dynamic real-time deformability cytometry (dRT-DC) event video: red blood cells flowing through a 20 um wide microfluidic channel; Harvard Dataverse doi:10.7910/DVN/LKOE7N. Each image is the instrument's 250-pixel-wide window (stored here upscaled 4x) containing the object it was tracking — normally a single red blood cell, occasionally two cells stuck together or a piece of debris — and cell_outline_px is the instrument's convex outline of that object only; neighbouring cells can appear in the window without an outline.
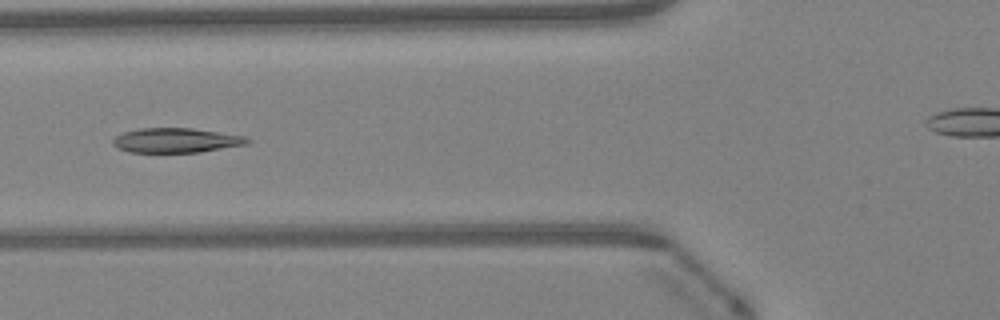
{"species": "Egyptian fruit bat (a non-hibernating species)", "species_latin": "Rousettus aegyptiacus", "temperature_condition": "warm", "stored_images_in_passage": 48, "camera_frame_rate_fps": 3000, "um_per_image_px": 0.085, "animal": {"sex": "female"}, "frame": {"image": 1, "passage_image": 18, "time_ms": 5.667, "image_size_px": [1000, 320], "cell_outline_px": [[252, 140], [248, 144], [200, 152], [128, 152], [116, 148], [112, 144], [112, 140], [116, 136], [124, 132], [140, 128], [192, 128], [248, 136]], "centroid_in_image_um": [14.99, 11.93], "position_along_channel_um": 110.8, "area_um2": 19.48}}
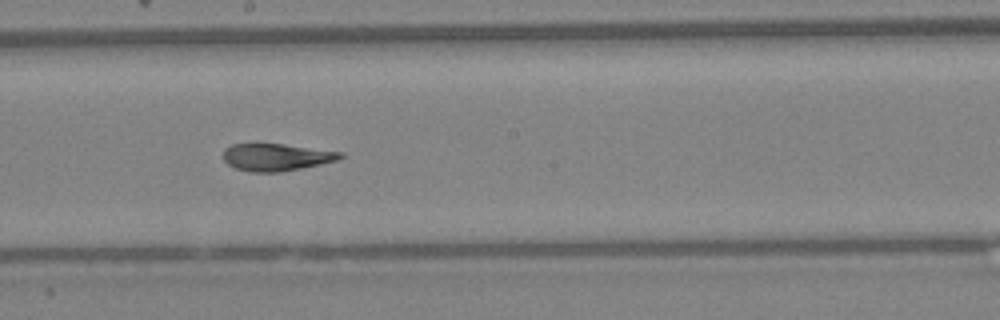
{"frame": {"image": 2, "passage_image": 26, "time_ms": 8.333, "image_size_px": [1000, 320], "cell_outline_px": [[344, 156], [340, 160], [280, 172], [252, 172], [236, 168], [228, 164], [224, 160], [224, 148], [232, 144], [256, 140], [344, 152]], "centroid_in_image_um": [23.46, 13.3], "position_along_channel_um": 224.7, "area_um2": 19.36}}
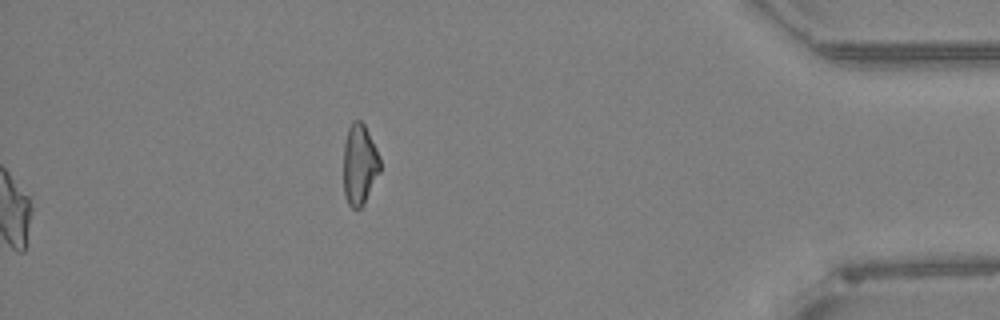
{"frame": {"image": 3, "passage_image": 48, "time_ms": 15.667, "image_size_px": [1000, 320], "cell_outline_px": [[380, 172], [364, 204], [360, 208], [352, 208], [348, 204], [344, 196], [344, 144], [348, 128], [352, 120], [360, 120], [364, 124], [380, 156]], "centroid_in_image_um": [30.56, 13.99], "position_along_channel_um": 404.6, "area_um2": 17.28}, "authors_computed_cell_mechanics": {"area_um2": 19.652, "velocity_mm_per_s": 4.3047, "shape_relaxation_time_tau1_ms": 6.5787, "shape_relaxation_time_tau2_ms": 2.3902, "deformation_change_tau1": 0.2057, "deformation_change_tau2": 0.0986}}